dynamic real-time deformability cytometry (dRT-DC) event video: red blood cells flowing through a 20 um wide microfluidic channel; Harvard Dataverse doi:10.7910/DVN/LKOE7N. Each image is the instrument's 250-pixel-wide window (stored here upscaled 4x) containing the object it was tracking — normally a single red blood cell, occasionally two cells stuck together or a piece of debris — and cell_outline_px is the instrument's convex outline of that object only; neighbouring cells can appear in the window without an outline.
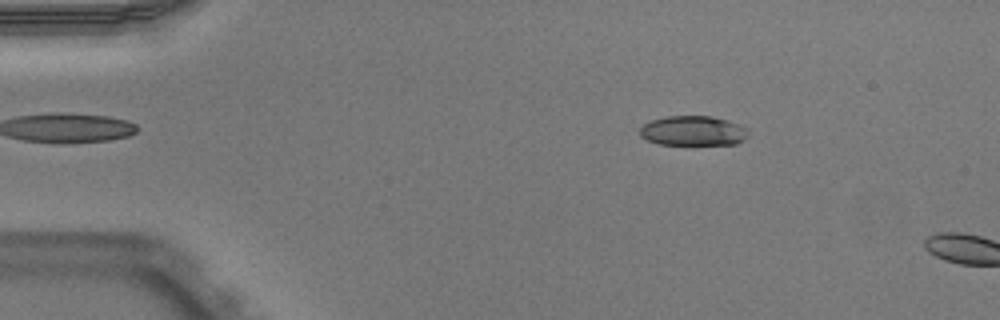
{"species": "Egyptian fruit bat (a non-hibernating species)", "species_latin": "Rousettus aegyptiacus", "temperature_condition": "warm", "stored_images_in_passage": 11, "camera_frame_rate_fps": 3000, "um_per_image_px": 0.085, "animal": {"sex": "male"}, "frame": {"image": 1, "passage_image": 8, "time_ms": 2.333, "image_size_px": [1000, 320], "cell_outline_px": [[748, 136], [744, 140], [736, 144], [660, 144], [648, 140], [640, 136], [640, 128], [648, 120], [668, 116], [712, 116], [728, 120], [748, 128]], "centroid_in_image_um": [58.93, 11.11], "position_along_channel_um": 26.1, "area_um2": 18.9}}